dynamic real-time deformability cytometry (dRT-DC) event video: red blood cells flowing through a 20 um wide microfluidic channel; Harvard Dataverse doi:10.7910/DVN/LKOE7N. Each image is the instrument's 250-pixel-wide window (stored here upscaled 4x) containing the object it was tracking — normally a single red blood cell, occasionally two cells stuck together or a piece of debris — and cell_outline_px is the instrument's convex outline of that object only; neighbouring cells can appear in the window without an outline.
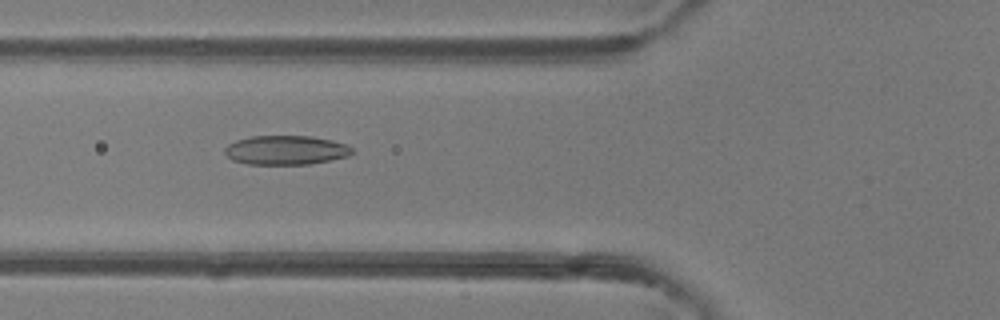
{"species": "common noctule bat (a hibernating species)", "species_latin": "Nyctalus noctula", "temperature_condition": "room temperature", "stored_images_in_passage": 44, "camera_frame_rate_fps": 3000, "um_per_image_px": 0.085, "animal": {"sex": "female"}, "frame": {"image": 1, "passage_image": 13, "time_ms": 4.0, "image_size_px": [1000, 320], "cell_outline_px": [[356, 152], [348, 156], [332, 160], [308, 164], [248, 164], [232, 160], [224, 152], [224, 148], [228, 144], [236, 140], [252, 136], [312, 136], [332, 140], [348, 144]], "centroid_in_image_um": [24.34, 12.76], "position_along_channel_um": 101.5, "area_um2": 21.85}}
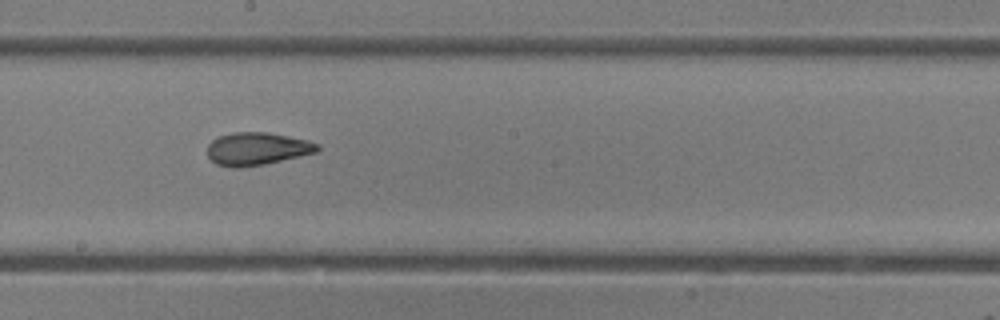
{"frame": {"image": 2, "passage_image": 22, "time_ms": 7.0, "image_size_px": [1000, 320], "cell_outline_px": [[320, 148], [316, 152], [300, 156], [264, 164], [240, 168], [232, 168], [216, 164], [208, 156], [208, 144], [212, 140], [220, 136], [232, 132], [268, 132], [308, 140], [320, 144]], "centroid_in_image_um": [21.85, 12.64], "position_along_channel_um": 226.4, "area_um2": 21.04}}
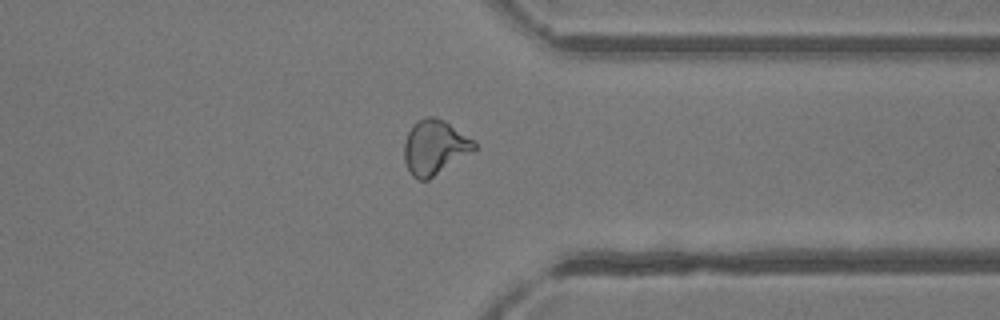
{"frame": {"image": 3, "passage_image": 33, "time_ms": 10.667, "image_size_px": [1000, 320], "cell_outline_px": [[476, 148], [472, 152], [428, 180], [416, 180], [412, 176], [404, 160], [404, 140], [412, 124], [428, 116], [436, 116], [444, 120], [476, 140]], "centroid_in_image_um": [36.95, 12.51], "position_along_channel_um": 374.4, "area_um2": 22.48}, "authors_computed_cell_mechanics": {"area_um2": 22.0218, "velocity_mm_per_s": 4.1393, "shape_relaxation_time_tau1_ms": 6.1461, "shape_relaxation_time_tau2_ms": 2.1671, "deformation_change_tau1": 0.1706, "deformation_change_tau2": 0.1012}}